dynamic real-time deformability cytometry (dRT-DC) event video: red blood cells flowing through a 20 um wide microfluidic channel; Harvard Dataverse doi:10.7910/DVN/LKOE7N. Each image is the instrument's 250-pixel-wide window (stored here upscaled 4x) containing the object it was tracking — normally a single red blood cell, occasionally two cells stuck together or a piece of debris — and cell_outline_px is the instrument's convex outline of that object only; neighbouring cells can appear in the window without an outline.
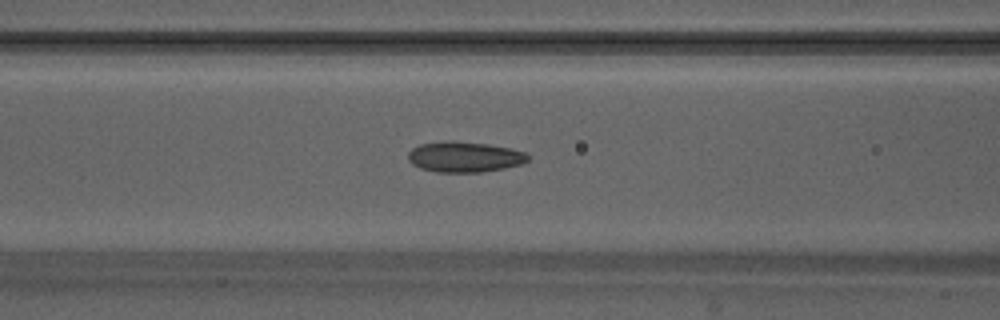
{"species": "Egyptian fruit bat (a non-hibernating species)", "species_latin": "Rousettus aegyptiacus", "temperature_condition": "warm", "stored_images_in_passage": 49, "camera_frame_rate_fps": 3000, "um_per_image_px": 0.085, "animal": {"sex": "male"}, "frame": {"image": 1, "passage_image": 20, "time_ms": 6.333, "image_size_px": [1000, 320], "cell_outline_px": [[528, 160], [520, 164], [504, 168], [480, 172], [436, 172], [420, 168], [412, 164], [408, 160], [408, 152], [412, 148], [420, 144], [452, 140], [488, 144], [508, 148], [524, 152], [528, 156]], "centroid_in_image_um": [39.43, 13.33], "position_along_channel_um": 127.2, "area_um2": 21.21}}
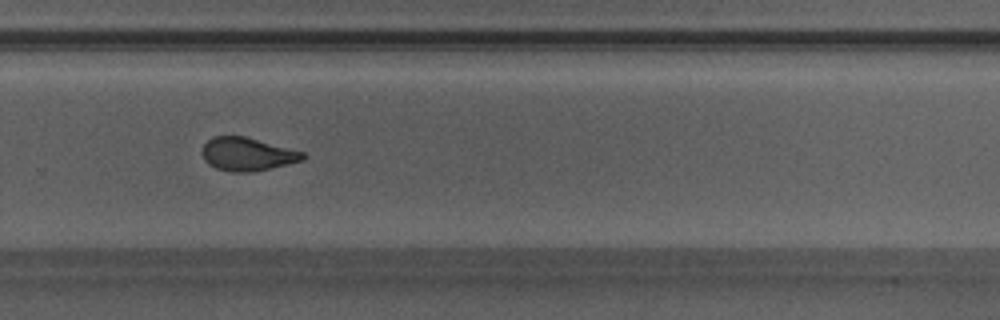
{"frame": {"image": 2, "passage_image": 33, "time_ms": 10.667, "image_size_px": [1000, 320], "cell_outline_px": [[308, 156], [304, 160], [288, 164], [252, 172], [232, 172], [216, 168], [208, 164], [204, 160], [204, 144], [212, 136], [244, 136], [304, 152]], "centroid_in_image_um": [21.05, 13.11], "position_along_channel_um": 308.8, "area_um2": 19.36}}
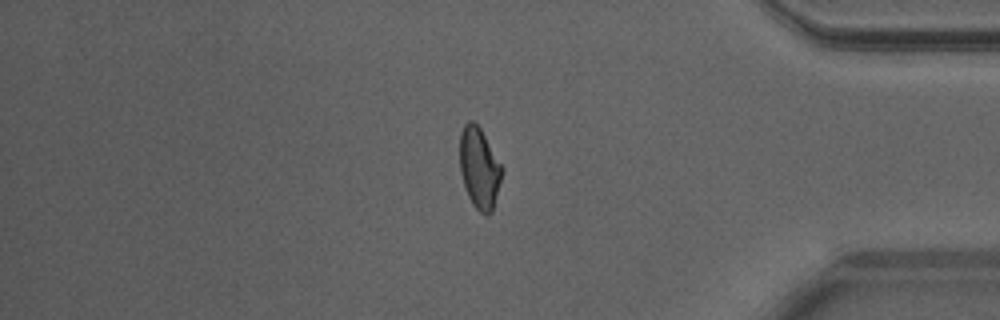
{"frame": {"image": 3, "passage_image": 41, "time_ms": 13.333, "image_size_px": [1000, 320], "cell_outline_px": [[504, 172], [492, 212], [480, 212], [472, 204], [468, 196], [460, 172], [460, 132], [464, 124], [468, 120], [472, 120], [480, 128], [504, 168]], "centroid_in_image_um": [40.75, 14.26], "position_along_channel_um": 394.4, "area_um2": 19.94}, "authors_computed_cell_mechanics": {"area_um2": 20.6346, "velocity_mm_per_s": 4.1984, "shape_relaxation_time_tau1_ms": 10.6112, "shape_relaxation_time_tau2_ms": 1.5057, "deformation_change_tau1": 0.2545, "deformation_change_tau2": 0.0849}}